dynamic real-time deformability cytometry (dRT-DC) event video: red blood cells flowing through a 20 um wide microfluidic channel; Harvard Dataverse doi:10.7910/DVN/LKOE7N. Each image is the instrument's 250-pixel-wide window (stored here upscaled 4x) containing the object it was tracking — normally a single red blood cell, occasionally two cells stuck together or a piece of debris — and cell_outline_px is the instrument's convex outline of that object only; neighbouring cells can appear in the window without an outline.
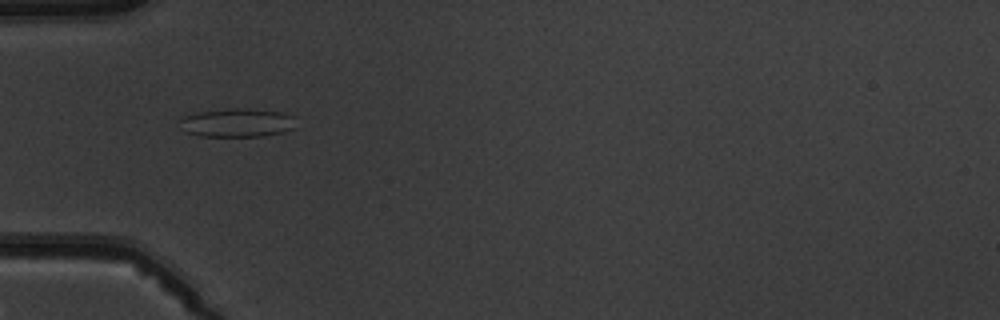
{"species": "common noctule bat (a hibernating species)", "species_latin": "Nyctalus noctula", "temperature_condition": "warm", "stored_images_in_passage": 7, "camera_frame_rate_fps": 3000, "um_per_image_px": 0.085, "animal": {"sex": "male", "body_mass_g": 19.5, "forearm_length_mm": 54.6}, "frame": {"image": 1, "passage_image": 5, "time_ms": 5.333, "image_size_px": [1000, 320], "cell_outline_px": [[296, 128], [284, 132], [264, 136], [200, 136], [184, 132], [180, 128], [180, 116], [196, 112], [228, 108], [248, 108], [280, 112], [292, 116]], "centroid_in_image_um": [20.1, 10.43], "position_along_channel_um": 64.9, "area_um2": 19.71}}
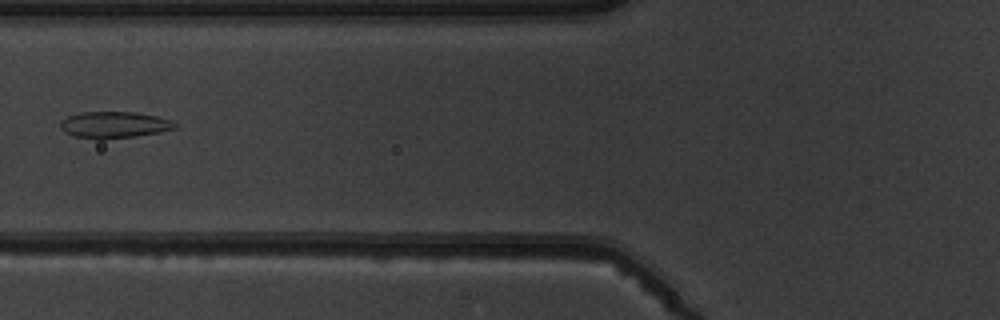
{"frame": {"image": 2, "passage_image": 6, "time_ms": 6.667, "image_size_px": [1000, 320], "cell_outline_px": [[176, 128], [160, 132], [104, 140], [96, 140], [72, 136], [64, 132], [60, 128], [60, 124], [68, 116], [80, 112], [136, 112], [156, 116], [172, 120], [176, 124]], "centroid_in_image_um": [9.68, 10.62], "position_along_channel_um": 116.1, "area_um2": 17.8}}
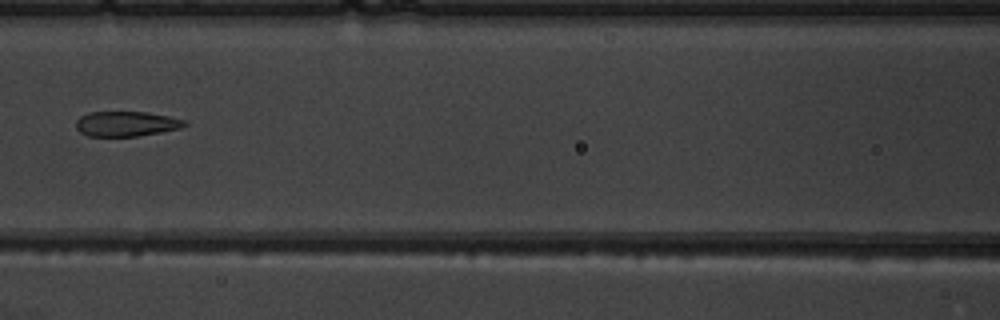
{"frame": {"image": 3, "passage_image": 7, "time_ms": 7.667, "image_size_px": [1000, 320], "cell_outline_px": [[188, 124], [180, 128], [160, 132], [136, 136], [88, 136], [80, 132], [76, 128], [76, 120], [80, 116], [88, 112], [148, 112], [168, 116], [184, 120]], "centroid_in_image_um": [10.7, 10.52], "position_along_channel_um": 155.9, "area_um2": 15.78}}